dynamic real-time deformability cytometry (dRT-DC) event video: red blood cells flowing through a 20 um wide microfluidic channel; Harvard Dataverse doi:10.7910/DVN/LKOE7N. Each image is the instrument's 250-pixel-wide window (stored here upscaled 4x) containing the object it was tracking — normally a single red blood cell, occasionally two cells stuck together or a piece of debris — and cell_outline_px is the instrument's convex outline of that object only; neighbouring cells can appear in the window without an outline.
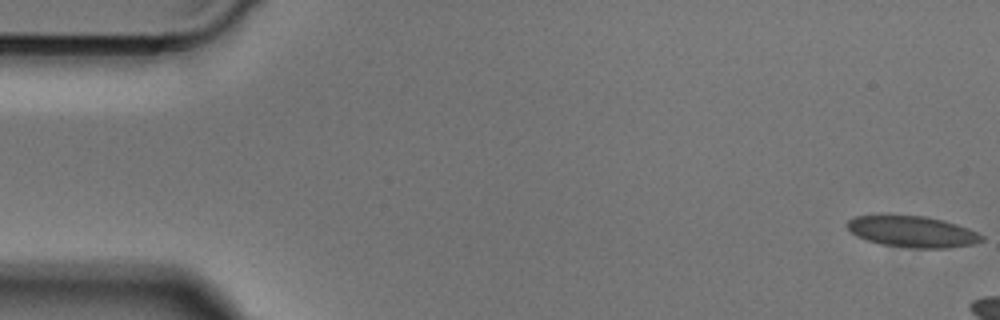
{"species": "Egyptian fruit bat (a non-hibernating species)", "species_latin": "Rousettus aegyptiacus", "temperature_condition": "cold", "stored_images_in_passage": 7, "camera_frame_rate_fps": 3000, "um_per_image_px": 0.085, "animal": {"sex": "male"}, "frame": {"image": 1, "passage_image": 1, "time_ms": 0.0, "image_size_px": [1000, 320], "cell_outline_px": [[984, 240], [976, 244], [948, 248], [904, 248], [880, 244], [856, 236], [848, 228], [848, 220], [856, 216], [924, 216], [944, 220], [968, 228], [984, 236]], "centroid_in_image_um": [77.6, 19.71], "position_along_channel_um": 7.4, "area_um2": 24.39}}